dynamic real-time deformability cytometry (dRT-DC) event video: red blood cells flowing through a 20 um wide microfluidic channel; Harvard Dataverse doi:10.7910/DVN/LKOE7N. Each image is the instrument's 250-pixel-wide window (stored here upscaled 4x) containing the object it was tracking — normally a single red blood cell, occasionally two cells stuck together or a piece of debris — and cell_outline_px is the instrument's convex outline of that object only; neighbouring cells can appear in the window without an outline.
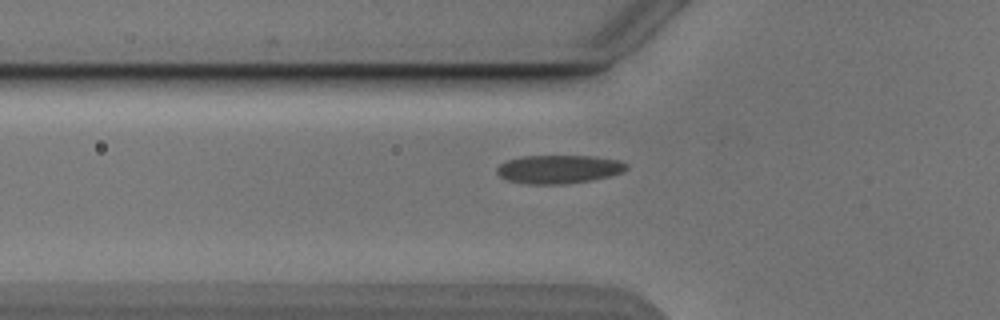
{"species": "Egyptian fruit bat (a non-hibernating species)", "species_latin": "Rousettus aegyptiacus", "temperature_condition": "cold", "stored_images_in_passage": 35, "camera_frame_rate_fps": 3000, "um_per_image_px": 0.085, "animal": {"sex": "male"}, "frame": {"image": 1, "passage_image": 3, "time_ms": 0.667, "image_size_px": [1000, 320], "cell_outline_px": [[628, 168], [624, 172], [608, 176], [588, 180], [564, 184], [528, 184], [508, 180], [500, 176], [496, 172], [496, 168], [500, 164], [508, 160], [520, 156], [592, 156], [620, 160], [628, 164]], "centroid_in_image_um": [47.5, 14.37], "position_along_channel_um": 78.3, "area_um2": 21.44}}
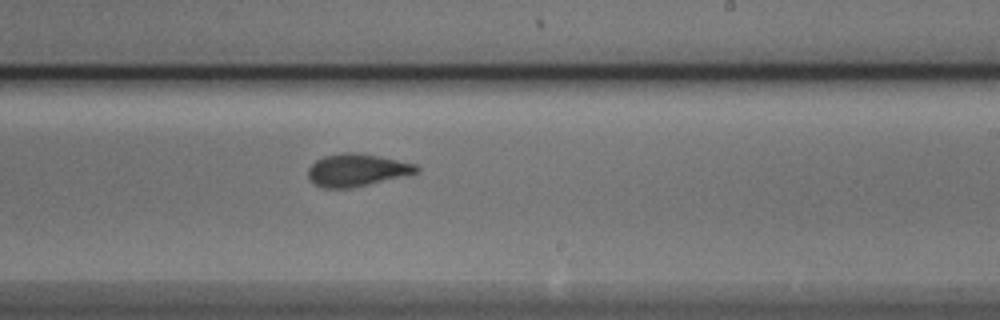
{"frame": {"image": 2, "passage_image": 17, "time_ms": 5.333, "image_size_px": [1000, 320], "cell_outline_px": [[420, 172], [352, 188], [320, 188], [312, 184], [308, 180], [308, 168], [316, 160], [324, 156], [340, 152], [356, 152], [380, 156], [416, 164], [420, 168]], "centroid_in_image_um": [30.3, 14.46], "position_along_channel_um": 258.7, "area_um2": 20.81}}
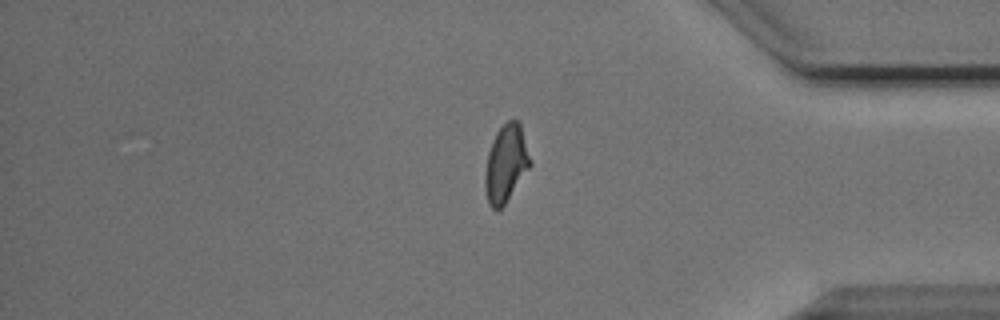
{"frame": {"image": 3, "passage_image": 29, "time_ms": 9.333, "image_size_px": [1000, 320], "cell_outline_px": [[532, 164], [504, 204], [496, 212], [488, 204], [484, 188], [484, 172], [488, 152], [492, 140], [496, 132], [508, 120], [516, 120], [520, 124]], "centroid_in_image_um": [42.97, 13.93], "position_along_channel_um": 392.2, "area_um2": 20.23}, "authors_computed_cell_mechanics": {"area_um2": 20.4034, "velocity_mm_per_s": 3.8574, "shape_relaxation_time_tau1_ms": 4.8499, "shape_relaxation_time_tau2_ms": 1.5413, "deformation_change_tau1": 0.1479, "deformation_change_tau2": 0.0553}}